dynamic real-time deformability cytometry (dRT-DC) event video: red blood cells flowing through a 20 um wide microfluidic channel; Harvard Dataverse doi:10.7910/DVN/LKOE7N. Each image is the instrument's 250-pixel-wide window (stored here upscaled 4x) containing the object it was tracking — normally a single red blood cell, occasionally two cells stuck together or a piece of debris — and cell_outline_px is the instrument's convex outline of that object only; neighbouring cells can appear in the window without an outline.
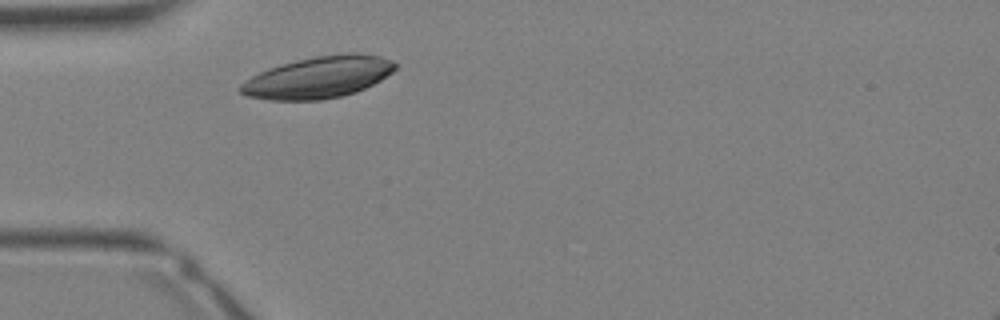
{"species": "Egyptian fruit bat (a non-hibernating species)", "species_latin": "Rousettus aegyptiacus", "temperature_condition": "warm", "stored_images_in_passage": 12, "camera_frame_rate_fps": 3000, "um_per_image_px": 0.085, "animal": {"sex": "female"}, "frame": {"image": 1, "passage_image": 4, "time_ms": 1.0, "image_size_px": [1000, 320], "cell_outline_px": [[396, 68], [392, 72], [380, 80], [356, 92], [340, 96], [320, 100], [268, 100], [248, 96], [240, 92], [240, 84], [244, 80], [268, 68], [296, 60], [316, 56], [348, 52], [356, 52], [380, 56], [392, 60], [396, 64]], "centroid_in_image_um": [27.06, 6.56], "position_along_channel_um": 57.9, "area_um2": 37.51}}
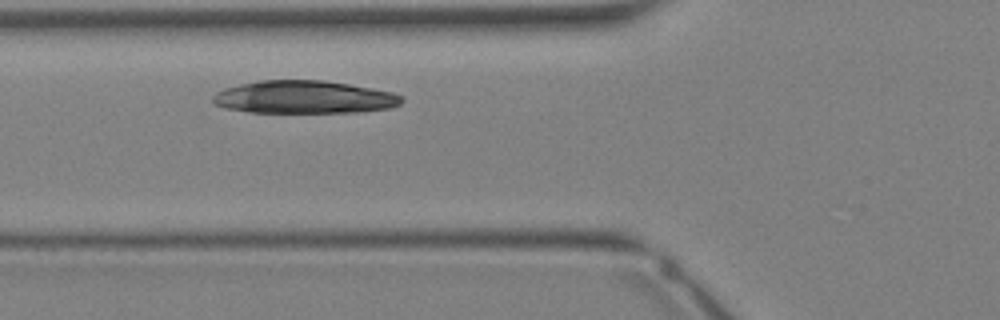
{"frame": {"image": 2, "passage_image": 7, "time_ms": 2.0, "image_size_px": [1000, 320], "cell_outline_px": [[404, 100], [400, 104], [392, 108], [364, 112], [248, 112], [224, 108], [212, 104], [212, 96], [216, 92], [224, 88], [240, 84], [260, 80], [324, 80], [396, 92], [404, 96]], "centroid_in_image_um": [25.88, 8.26], "position_along_channel_um": 99.9, "area_um2": 36.59}}
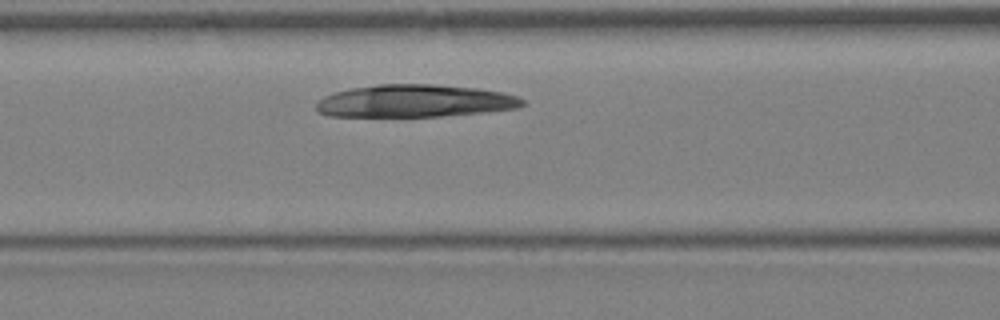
{"frame": {"image": 3, "passage_image": 9, "time_ms": 2.667, "image_size_px": [1000, 320], "cell_outline_px": [[524, 104], [520, 108], [484, 112], [440, 116], [328, 116], [316, 112], [316, 104], [324, 96], [336, 92], [352, 88], [380, 84], [432, 84], [476, 88], [504, 92], [516, 96], [524, 100]], "centroid_in_image_um": [35.27, 8.58], "position_along_channel_um": 131.3, "area_um2": 39.02}}